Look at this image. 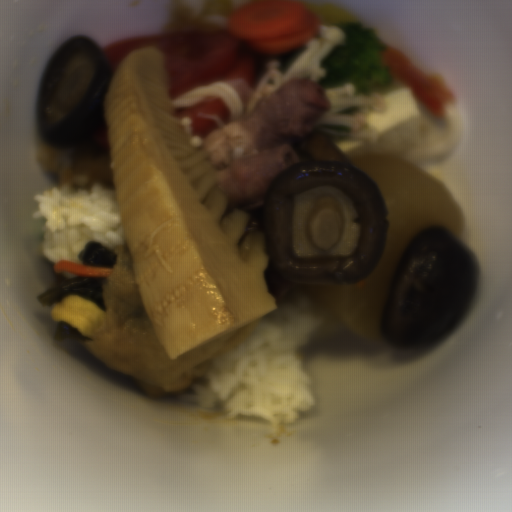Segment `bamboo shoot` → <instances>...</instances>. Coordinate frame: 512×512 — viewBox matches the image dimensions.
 <instances>
[{
  "mask_svg": "<svg viewBox=\"0 0 512 512\" xmlns=\"http://www.w3.org/2000/svg\"><path fill=\"white\" fill-rule=\"evenodd\" d=\"M103 112L137 289L170 360L277 309L264 234L243 210L223 216L229 198L176 116L157 45L119 61Z\"/></svg>",
  "mask_w": 512,
  "mask_h": 512,
  "instance_id": "bamboo-shoot-1",
  "label": "bamboo shoot"
}]
</instances>
